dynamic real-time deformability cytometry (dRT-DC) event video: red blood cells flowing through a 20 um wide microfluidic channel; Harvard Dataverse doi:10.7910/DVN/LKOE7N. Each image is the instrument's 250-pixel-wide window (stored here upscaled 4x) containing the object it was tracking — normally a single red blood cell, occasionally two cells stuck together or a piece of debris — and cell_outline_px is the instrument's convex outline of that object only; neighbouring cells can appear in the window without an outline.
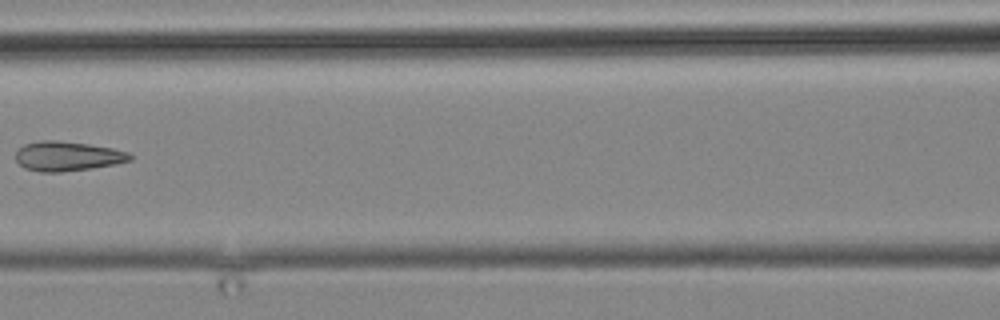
{"species": "common noctule bat (a hibernating species)", "species_latin": "Nyctalus noctula", "temperature_condition": "cold", "stored_images_in_passage": 8, "camera_frame_rate_fps": 3000, "um_per_image_px": 0.085, "animal": {"sex": "male", "body_mass_g": 19.2, "forearm_length_mm": 51.8}, "frame": {"image": 1, "passage_image": 8, "time_ms": 8.0, "image_size_px": [1000, 320], "cell_outline_px": [[132, 160], [116, 164], [60, 172], [40, 172], [24, 168], [16, 160], [16, 152], [24, 144], [40, 140], [56, 140], [88, 144], [112, 148], [128, 152], [132, 156]], "centroid_in_image_um": [5.72, 13.27], "position_along_channel_um": 160.9, "area_um2": 19.59}}